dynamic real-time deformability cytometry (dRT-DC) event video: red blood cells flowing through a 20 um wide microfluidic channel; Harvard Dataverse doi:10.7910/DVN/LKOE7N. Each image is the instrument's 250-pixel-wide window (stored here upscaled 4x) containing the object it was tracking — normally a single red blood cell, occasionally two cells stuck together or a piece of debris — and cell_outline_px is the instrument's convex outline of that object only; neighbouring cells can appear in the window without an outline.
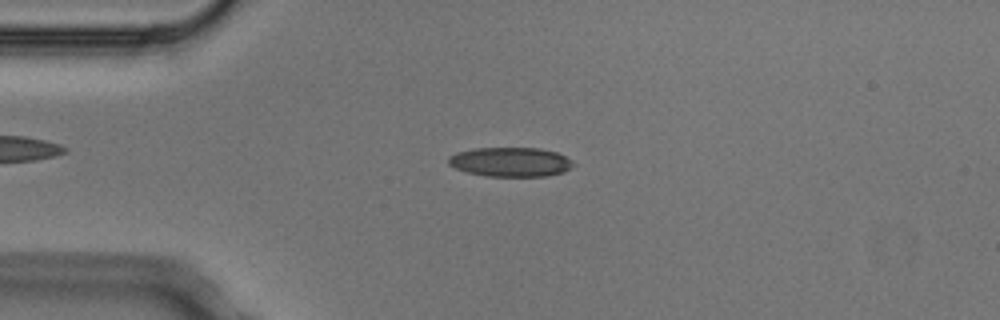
{"species": "Egyptian fruit bat (a non-hibernating species)", "species_latin": "Rousettus aegyptiacus", "temperature_condition": "cold", "stored_images_in_passage": 6, "camera_frame_rate_fps": 3000, "um_per_image_px": 0.085, "animal": {"sex": "male"}, "frame": {"image": 1, "passage_image": 2, "time_ms": 0.333, "image_size_px": [1000, 320], "cell_outline_px": [[576, 164], [572, 168], [564, 172], [548, 176], [484, 176], [468, 172], [456, 168], [448, 164], [448, 156], [456, 152], [476, 148], [540, 148], [556, 152], [572, 160]], "centroid_in_image_um": [43.42, 13.77], "position_along_channel_um": 41.6, "area_um2": 21.5}}
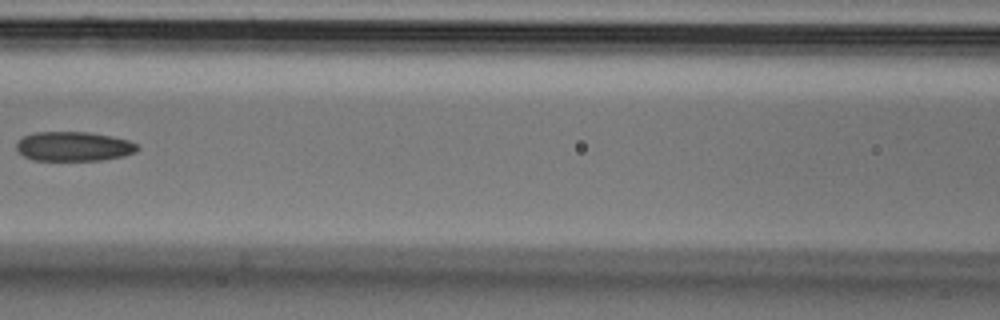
{"frame": {"image": 2, "passage_image": 5, "time_ms": 1.333, "image_size_px": [1000, 320], "cell_outline_px": [[140, 148], [136, 152], [124, 156], [104, 160], [32, 160], [24, 156], [16, 148], [16, 144], [24, 136], [36, 132], [88, 132], [112, 136], [128, 140], [136, 144]], "centroid_in_image_um": [6.3, 12.45], "position_along_channel_um": 160.3, "area_um2": 20.75}}
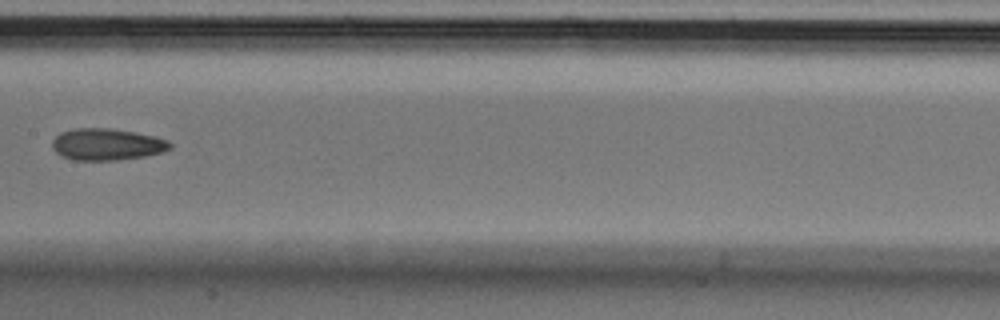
{"frame": {"image": 3, "passage_image": 6, "time_ms": 1.667, "image_size_px": [1000, 320], "cell_outline_px": [[172, 148], [164, 152], [148, 156], [116, 160], [72, 160], [60, 156], [52, 148], [52, 140], [60, 132], [72, 128], [108, 128], [136, 132], [156, 136], [168, 140], [172, 144]], "centroid_in_image_um": [9.1, 12.27], "position_along_channel_um": 198.3, "area_um2": 22.2}}